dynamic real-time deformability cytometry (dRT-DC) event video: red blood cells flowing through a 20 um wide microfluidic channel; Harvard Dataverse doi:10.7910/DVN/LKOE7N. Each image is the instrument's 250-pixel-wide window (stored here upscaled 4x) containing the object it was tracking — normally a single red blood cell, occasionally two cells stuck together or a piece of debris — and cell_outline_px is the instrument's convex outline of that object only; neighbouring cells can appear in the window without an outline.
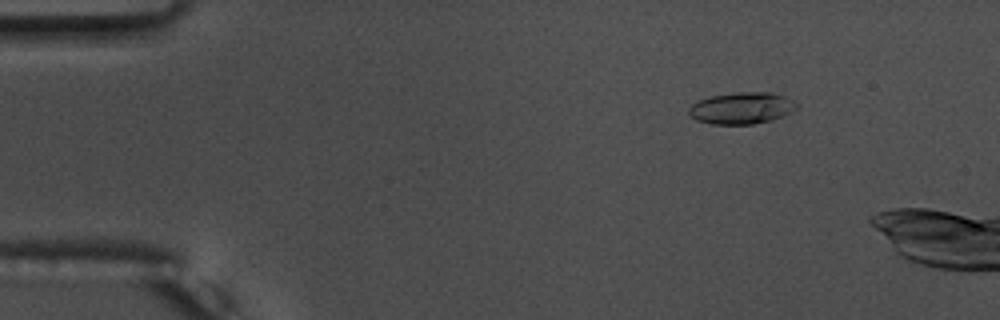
{"species": "common noctule bat (a hibernating species)", "species_latin": "Nyctalus noctula", "temperature_condition": "warm", "stored_images_in_passage": 14, "camera_frame_rate_fps": 3000, "um_per_image_px": 0.085, "animal": {"sex": "male", "body_mass_g": 17.5, "forearm_length_mm": 52.3}, "frame": {"image": 1, "passage_image": 8, "time_ms": 2.333, "image_size_px": [1000, 320], "cell_outline_px": [[796, 108], [792, 112], [784, 116], [772, 120], [752, 124], [712, 124], [696, 120], [688, 116], [688, 108], [692, 104], [700, 100], [712, 96], [736, 92], [772, 92], [784, 96], [792, 100], [796, 104]], "centroid_in_image_um": [63.03, 9.19], "position_along_channel_um": 22.0, "area_um2": 19.94}}